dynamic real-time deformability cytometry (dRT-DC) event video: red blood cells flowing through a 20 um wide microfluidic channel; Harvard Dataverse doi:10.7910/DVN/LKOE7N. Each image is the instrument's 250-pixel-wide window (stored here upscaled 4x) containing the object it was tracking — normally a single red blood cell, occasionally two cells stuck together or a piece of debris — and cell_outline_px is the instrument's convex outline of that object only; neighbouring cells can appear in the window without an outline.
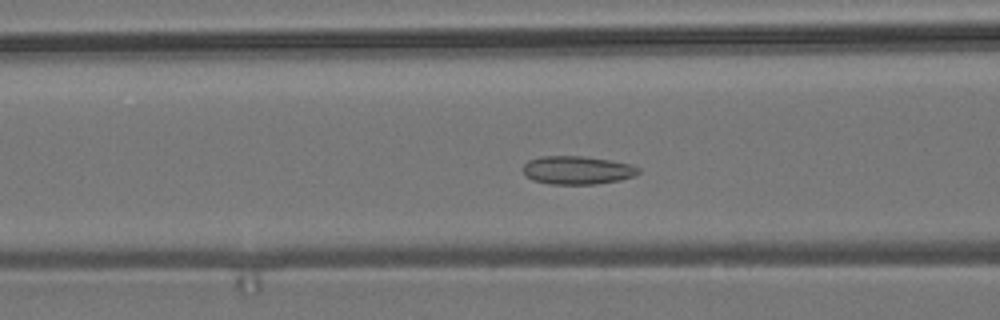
{"species": "common noctule bat (a hibernating species)", "species_latin": "Nyctalus noctula", "temperature_condition": "room temperature", "stored_images_in_passage": 57, "camera_frame_rate_fps": 3000, "um_per_image_px": 0.085, "animal": {"sex": "male", "body_mass_g": 19.2, "forearm_length_mm": 51.8}, "frame": {"image": 1, "passage_image": 22, "time_ms": 7.0, "image_size_px": [1000, 320], "cell_outline_px": [[640, 172], [636, 176], [620, 180], [596, 184], [548, 184], [532, 180], [524, 176], [524, 164], [528, 160], [540, 156], [584, 156], [632, 164], [640, 168]], "centroid_in_image_um": [49.07, 14.47], "position_along_channel_um": 117.5, "area_um2": 19.25}}
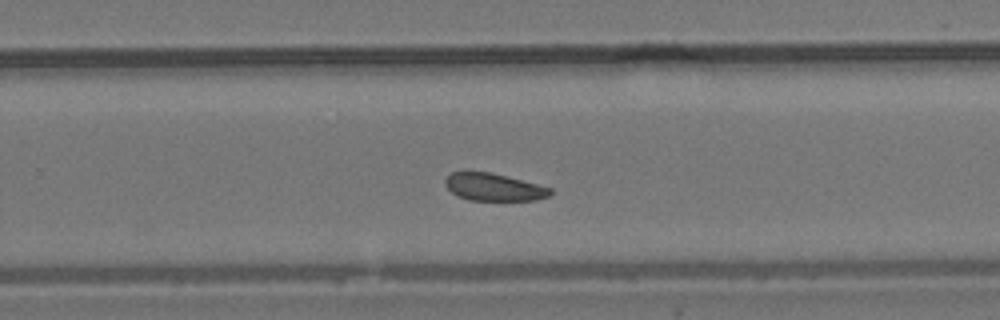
{"frame": {"image": 2, "passage_image": 36, "time_ms": 11.667, "image_size_px": [1000, 320], "cell_outline_px": [[552, 192], [548, 196], [536, 200], [468, 200], [452, 192], [444, 184], [444, 180], [452, 172], [464, 168], [488, 172], [552, 188]], "centroid_in_image_um": [41.89, 15.87], "position_along_channel_um": 287.9, "area_um2": 16.94}}
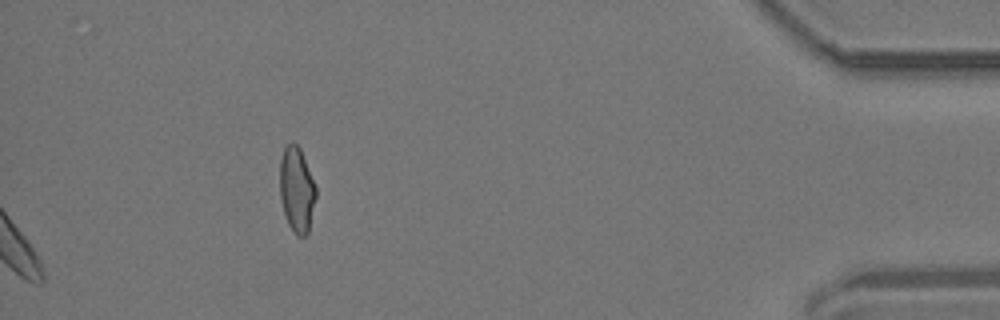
{"frame": {"image": 3, "passage_image": 57, "time_ms": 18.667, "image_size_px": [1000, 320], "cell_outline_px": [[316, 196], [308, 232], [304, 236], [296, 236], [288, 224], [284, 212], [280, 196], [280, 160], [284, 148], [292, 140], [300, 148], [316, 188]], "centroid_in_image_um": [25.21, 16.12], "position_along_channel_um": 410.0, "area_um2": 17.74}}